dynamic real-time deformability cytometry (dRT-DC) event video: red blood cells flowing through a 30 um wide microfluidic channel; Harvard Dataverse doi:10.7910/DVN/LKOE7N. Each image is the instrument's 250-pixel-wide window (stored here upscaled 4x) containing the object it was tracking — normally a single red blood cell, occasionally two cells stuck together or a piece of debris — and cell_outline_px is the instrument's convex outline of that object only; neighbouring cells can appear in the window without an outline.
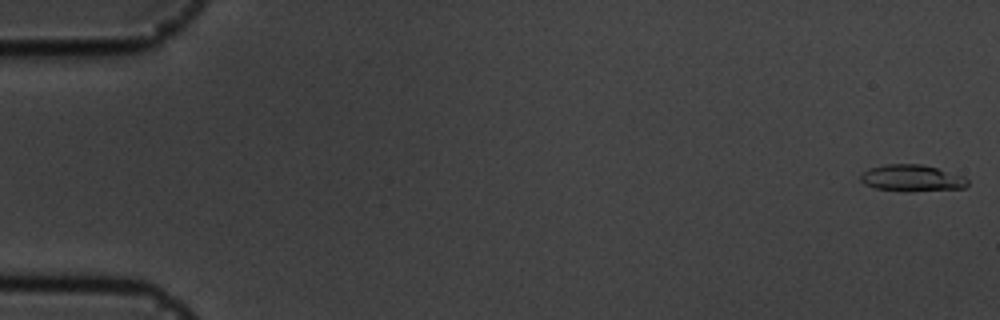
{"species": "common noctule bat (a hibernating species)", "species_latin": "Nyctalus noctula", "temperature_condition": "cold", "stored_images_in_passage": 55, "camera_frame_rate_fps": 3000, "um_per_image_px": 0.085, "animal": {"sex": "male", "body_mass_g": 19.5, "forearm_length_mm": 54.6}, "frame": {"image": 1, "passage_image": 1, "time_ms": 0.0, "image_size_px": [1000, 320], "cell_outline_px": [[968, 184], [964, 188], [876, 188], [864, 184], [860, 180], [860, 172], [868, 168], [888, 164], [920, 164], [936, 168], [964, 176], [968, 180]], "centroid_in_image_um": [77.45, 15.06], "position_along_channel_um": 7.6, "area_um2": 15.43}}
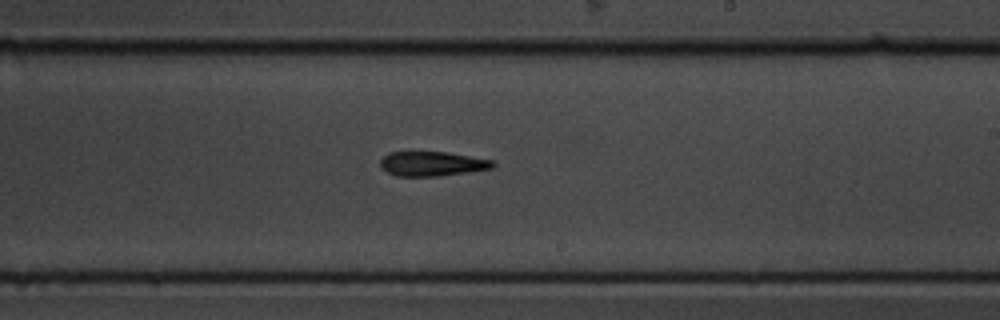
{"frame": {"image": 2, "passage_image": 33, "time_ms": 10.667, "image_size_px": [1000, 320], "cell_outline_px": [[496, 164], [492, 168], [468, 172], [436, 176], [396, 176], [380, 168], [380, 160], [384, 156], [392, 152], [448, 152], [492, 160]], "centroid_in_image_um": [36.72, 13.92], "position_along_channel_um": 252.3, "area_um2": 16.01}}
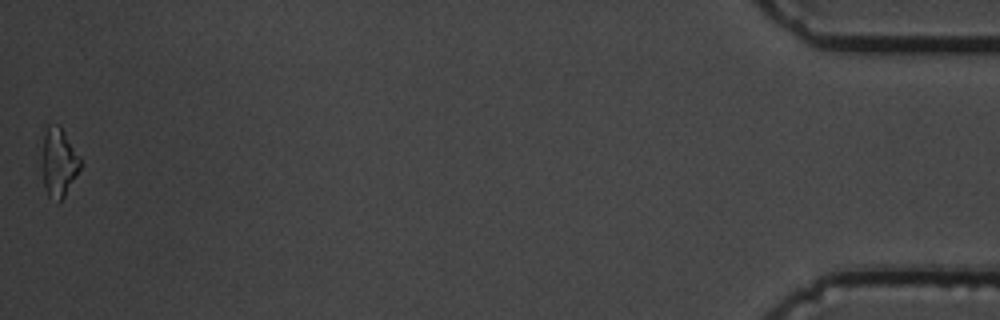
{"frame": {"image": 3, "passage_image": 55, "time_ms": 18.0, "image_size_px": [1000, 320], "cell_outline_px": [[80, 168], [76, 176], [64, 196], [56, 204], [48, 196], [44, 188], [36, 144], [48, 124], [56, 124], [64, 132], [80, 156]], "centroid_in_image_um": [4.86, 13.76], "position_along_channel_um": 430.3, "area_um2": 16.53}, "authors_computed_cell_mechanics": {"area_um2": 16.2996, "velocity_mm_per_s": 3.67, "shape_relaxation_time_tau1_ms": 4.885, "shape_relaxation_time_tau2_ms": null, "deformation_change_tau1": 0.1715, "deformation_change_tau2": null}}